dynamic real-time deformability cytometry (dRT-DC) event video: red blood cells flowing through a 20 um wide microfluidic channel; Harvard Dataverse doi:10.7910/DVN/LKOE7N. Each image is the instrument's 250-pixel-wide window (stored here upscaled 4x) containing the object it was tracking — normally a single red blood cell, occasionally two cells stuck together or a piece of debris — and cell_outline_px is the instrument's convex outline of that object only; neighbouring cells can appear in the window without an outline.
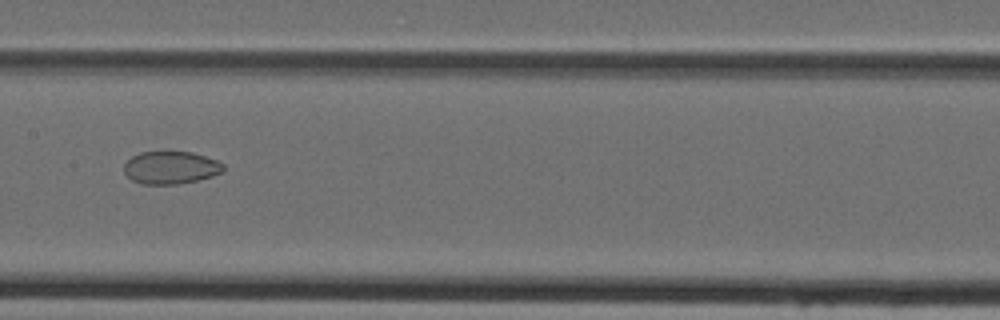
{"species": "Egyptian fruit bat (a non-hibernating species)", "species_latin": "Rousettus aegyptiacus", "temperature_condition": "cold", "stored_images_in_passage": 47, "segment_of_instrument_passage": [2, 2], "camera_frame_rate_fps": 3000, "um_per_image_px": 0.085, "animal": {"sex": "female"}, "frame": {"image": 1, "passage_image": 24, "time_ms": 7.667, "image_size_px": [1000, 320], "cell_outline_px": [[224, 172], [212, 176], [196, 180], [176, 184], [140, 184], [132, 180], [124, 172], [124, 164], [132, 156], [140, 152], [192, 152], [216, 160], [224, 164]], "centroid_in_image_um": [14.51, 14.25], "position_along_channel_um": 192.9, "area_um2": 18.84}}
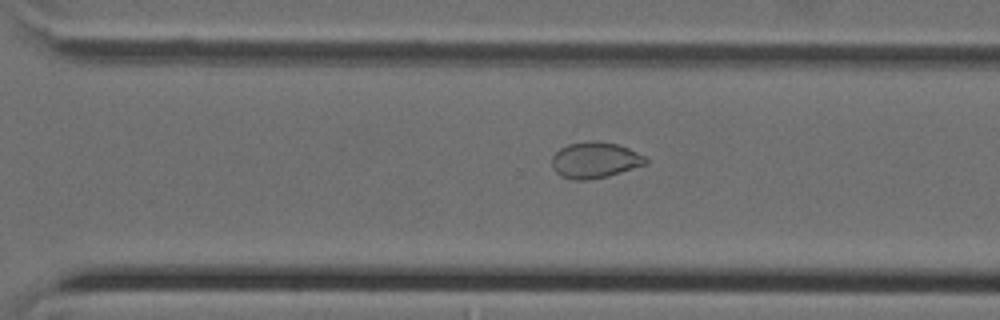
{"frame": {"image": 2, "passage_image": 33, "time_ms": 10.667, "image_size_px": [1000, 320], "cell_outline_px": [[648, 164], [608, 176], [588, 180], [572, 180], [560, 176], [552, 168], [552, 156], [560, 148], [568, 144], [616, 144], [628, 148], [648, 156]], "centroid_in_image_um": [50.6, 13.67], "position_along_channel_um": 320.0, "area_um2": 19.25}}
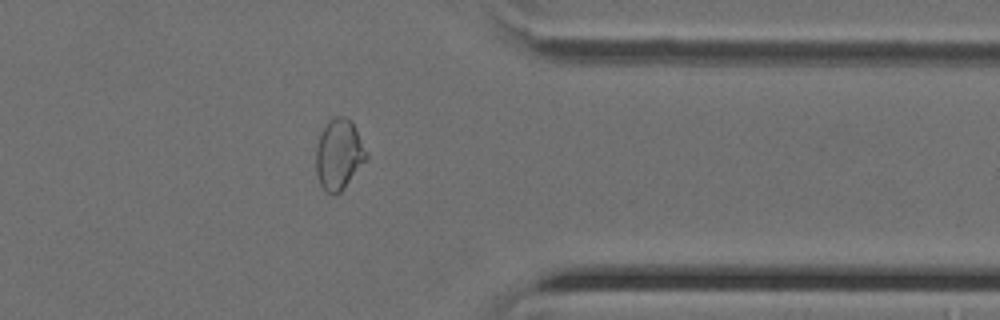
{"frame": {"image": 3, "passage_image": 38, "time_ms": 12.333, "image_size_px": [1000, 320], "cell_outline_px": [[368, 156], [344, 188], [340, 192], [332, 196], [324, 192], [320, 184], [316, 172], [316, 144], [320, 132], [328, 120], [336, 116], [344, 116], [352, 124], [368, 152]], "centroid_in_image_um": [28.77, 13.15], "position_along_channel_um": 382.6, "area_um2": 20.63}}